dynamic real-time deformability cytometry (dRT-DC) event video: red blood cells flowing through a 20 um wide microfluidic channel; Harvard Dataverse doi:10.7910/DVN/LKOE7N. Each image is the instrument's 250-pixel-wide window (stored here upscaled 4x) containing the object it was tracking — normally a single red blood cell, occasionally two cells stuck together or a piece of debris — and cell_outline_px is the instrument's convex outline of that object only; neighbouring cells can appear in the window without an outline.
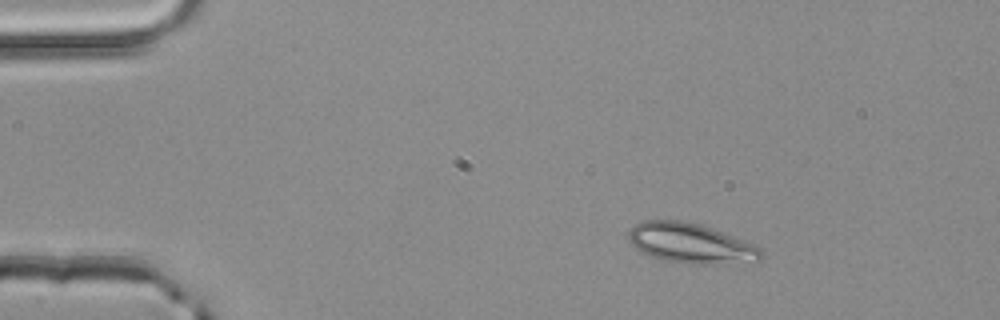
{"species": "common noctule bat (a hibernating species)", "species_latin": "Nyctalus noctula", "temperature_condition": "room temperature", "stored_images_in_passage": 3, "segment_of_instrument_passage": [1, 2], "camera_frame_rate_fps": 3000, "um_per_image_px": 0.085, "animal": {"sex": "male", "body_mass_g": 20.4}, "frame": {"image": 1, "passage_image": 1, "time_ms": 0.0, "image_size_px": [1000, 320], "cell_outline_px": [[764, 256], [756, 264], [664, 260], [652, 256], [636, 248], [628, 240], [628, 232], [636, 224], [644, 220], [680, 220], [700, 224], [712, 228], [744, 240], [760, 248], [764, 252]], "centroid_in_image_um": [58.77, 20.65], "position_along_channel_um": 26.2, "area_um2": 30.35}}